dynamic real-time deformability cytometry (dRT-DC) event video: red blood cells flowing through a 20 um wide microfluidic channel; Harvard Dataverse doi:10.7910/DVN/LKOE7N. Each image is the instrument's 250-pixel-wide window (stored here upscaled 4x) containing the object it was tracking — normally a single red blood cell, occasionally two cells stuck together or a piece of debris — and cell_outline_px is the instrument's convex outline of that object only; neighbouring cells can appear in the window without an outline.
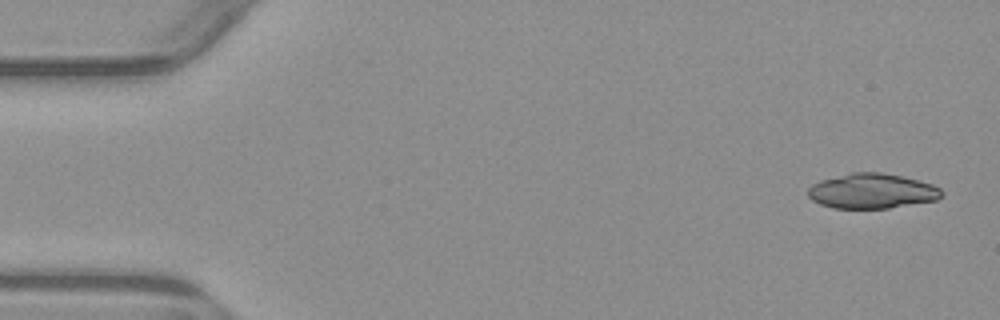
{"species": "common noctule bat (a hibernating species)", "species_latin": "Nyctalus noctula", "temperature_condition": "warm", "stored_images_in_passage": 5, "camera_frame_rate_fps": 3000, "um_per_image_px": 0.085, "animal": {"sex": "male", "body_mass_g": 23.1, "forearm_length_mm": 52.7}, "frame": {"image": 1, "passage_image": 1, "time_ms": 0.0, "image_size_px": [1000, 320], "cell_outline_px": [[944, 196], [936, 200], [888, 208], [836, 208], [820, 204], [812, 200], [808, 196], [808, 188], [812, 184], [820, 180], [852, 172], [880, 172], [900, 176], [932, 184], [940, 188], [944, 192]], "centroid_in_image_um": [74.12, 16.24], "position_along_channel_um": 10.9, "area_um2": 27.17}}